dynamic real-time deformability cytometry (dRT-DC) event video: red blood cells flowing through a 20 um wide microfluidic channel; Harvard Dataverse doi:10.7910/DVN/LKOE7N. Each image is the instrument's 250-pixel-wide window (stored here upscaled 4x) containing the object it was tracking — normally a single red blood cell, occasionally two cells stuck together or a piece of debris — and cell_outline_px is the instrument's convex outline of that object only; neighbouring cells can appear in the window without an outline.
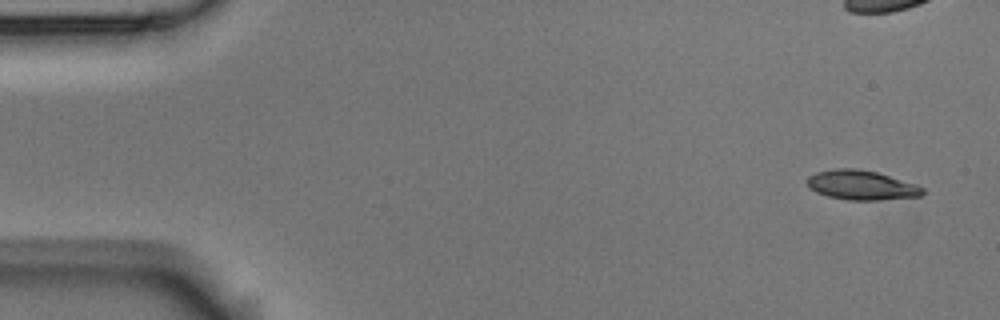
{"species": "Egyptian fruit bat (a non-hibernating species)", "species_latin": "Rousettus aegyptiacus", "temperature_condition": "room temperature", "stored_images_in_passage": 16, "camera_frame_rate_fps": 3000, "um_per_image_px": 0.085, "animal": {"sex": "male"}, "frame": {"image": 1, "passage_image": 1, "time_ms": 0.0, "image_size_px": [1000, 320], "cell_outline_px": [[924, 192], [920, 196], [876, 200], [848, 200], [828, 196], [816, 192], [808, 188], [808, 176], [816, 172], [836, 168], [856, 168], [876, 172], [916, 184], [924, 188]], "centroid_in_image_um": [73.2, 15.73], "position_along_channel_um": 11.8, "area_um2": 19.77}}
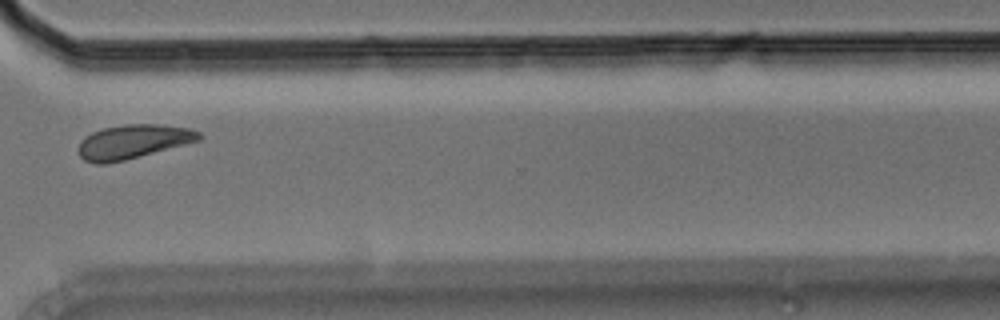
{"frame": {"image": 2, "passage_image": 12, "time_ms": 3.667, "image_size_px": [1000, 320], "cell_outline_px": [[204, 136], [200, 140], [124, 160], [104, 164], [96, 164], [84, 160], [80, 156], [80, 140], [84, 136], [92, 132], [104, 128], [128, 124], [160, 124], [188, 128], [200, 132]], "centroid_in_image_um": [11.31, 12.03], "position_along_channel_um": 359.3, "area_um2": 23.7}}